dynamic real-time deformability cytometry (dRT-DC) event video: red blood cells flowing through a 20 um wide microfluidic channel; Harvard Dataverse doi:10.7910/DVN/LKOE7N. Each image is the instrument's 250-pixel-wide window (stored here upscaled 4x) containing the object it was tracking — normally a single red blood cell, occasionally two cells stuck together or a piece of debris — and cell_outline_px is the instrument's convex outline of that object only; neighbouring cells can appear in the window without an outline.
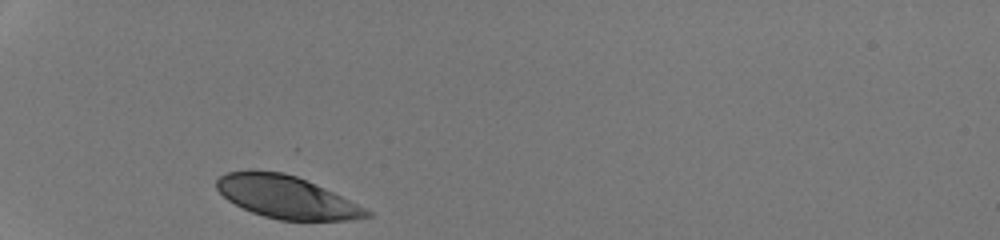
{"species": "human", "species_latin": "Homo sapiens", "temperature_condition": "room temperature", "stored_images_in_passage": 27, "camera_frame_rate_fps": 3000, "um_per_image_px": 0.085, "donor": {"sex": "male"}, "frame": {"image": 1, "passage_image": 1, "time_ms": 0.0, "image_size_px": [1000, 240], "cell_outline_px": [[372, 216], [348, 220], [280, 220], [264, 216], [252, 212], [228, 200], [216, 188], [216, 180], [220, 176], [228, 172], [284, 172], [296, 176], [332, 192], [372, 212]], "centroid_in_image_um": [24.34, 16.77], "position_along_channel_um": 60.7, "area_um2": 36.07}}
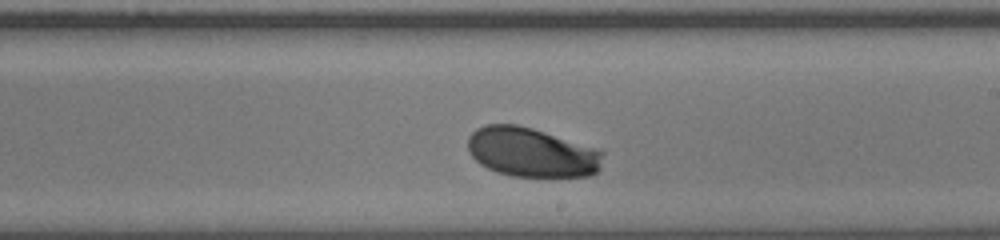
{"frame": {"image": 2, "passage_image": 16, "time_ms": 5.0, "image_size_px": [1000, 240], "cell_outline_px": [[604, 152], [600, 168], [596, 172], [588, 176], [512, 176], [496, 172], [480, 164], [468, 152], [468, 136], [476, 128], [484, 124], [516, 124], [532, 128], [600, 148]], "centroid_in_image_um": [45.19, 12.93], "position_along_channel_um": 243.8, "area_um2": 39.19}}
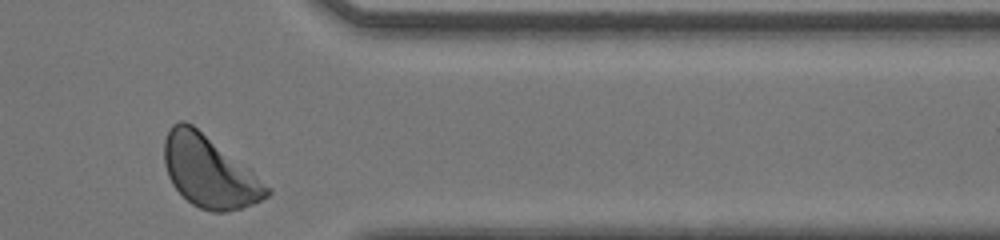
{"frame": {"image": 3, "passage_image": 27, "time_ms": 8.667, "image_size_px": [1000, 240], "cell_outline_px": [[272, 192], [268, 196], [252, 204], [240, 208], [224, 212], [212, 212], [200, 208], [192, 204], [172, 184], [168, 176], [164, 164], [164, 140], [168, 128], [172, 124], [180, 120], [184, 120], [192, 124], [248, 168], [272, 188]], "centroid_in_image_um": [17.76, 14.58], "position_along_channel_um": 393.6, "area_um2": 42.48}, "authors_computed_cell_mechanics": {"area_um2": 39.1884, "velocity_mm_per_s": 4.1881, "shape_relaxation_time_tau1_ms": 2.3539, "shape_relaxation_time_tau2_ms": null, "deformation_change_tau1": 0.127, "deformation_change_tau2": null}}